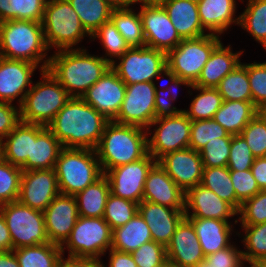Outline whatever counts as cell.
I'll use <instances>...</instances> for the list:
<instances>
[{
    "label": "cell",
    "mask_w": 266,
    "mask_h": 267,
    "mask_svg": "<svg viewBox=\"0 0 266 267\" xmlns=\"http://www.w3.org/2000/svg\"><path fill=\"white\" fill-rule=\"evenodd\" d=\"M109 120L81 97H71L47 128L64 148L95 150Z\"/></svg>",
    "instance_id": "1"
},
{
    "label": "cell",
    "mask_w": 266,
    "mask_h": 267,
    "mask_svg": "<svg viewBox=\"0 0 266 267\" xmlns=\"http://www.w3.org/2000/svg\"><path fill=\"white\" fill-rule=\"evenodd\" d=\"M55 52L47 70L71 97H82L111 67L103 56L88 54L78 46Z\"/></svg>",
    "instance_id": "2"
},
{
    "label": "cell",
    "mask_w": 266,
    "mask_h": 267,
    "mask_svg": "<svg viewBox=\"0 0 266 267\" xmlns=\"http://www.w3.org/2000/svg\"><path fill=\"white\" fill-rule=\"evenodd\" d=\"M147 138L145 128L109 121L95 149L103 174L144 158L148 154Z\"/></svg>",
    "instance_id": "3"
},
{
    "label": "cell",
    "mask_w": 266,
    "mask_h": 267,
    "mask_svg": "<svg viewBox=\"0 0 266 267\" xmlns=\"http://www.w3.org/2000/svg\"><path fill=\"white\" fill-rule=\"evenodd\" d=\"M47 51L42 22L15 19L0 22L1 57L34 63L40 65V70H46L50 60Z\"/></svg>",
    "instance_id": "4"
},
{
    "label": "cell",
    "mask_w": 266,
    "mask_h": 267,
    "mask_svg": "<svg viewBox=\"0 0 266 267\" xmlns=\"http://www.w3.org/2000/svg\"><path fill=\"white\" fill-rule=\"evenodd\" d=\"M54 169L59 192L73 196L104 175L96 150L86 148L63 147Z\"/></svg>",
    "instance_id": "5"
},
{
    "label": "cell",
    "mask_w": 266,
    "mask_h": 267,
    "mask_svg": "<svg viewBox=\"0 0 266 267\" xmlns=\"http://www.w3.org/2000/svg\"><path fill=\"white\" fill-rule=\"evenodd\" d=\"M219 37L207 33L202 37L182 40L167 53V79L177 80L184 86L194 84L211 53L221 43Z\"/></svg>",
    "instance_id": "6"
},
{
    "label": "cell",
    "mask_w": 266,
    "mask_h": 267,
    "mask_svg": "<svg viewBox=\"0 0 266 267\" xmlns=\"http://www.w3.org/2000/svg\"><path fill=\"white\" fill-rule=\"evenodd\" d=\"M40 75L42 80L32 84L20 106V120L47 127L71 96L47 69Z\"/></svg>",
    "instance_id": "7"
},
{
    "label": "cell",
    "mask_w": 266,
    "mask_h": 267,
    "mask_svg": "<svg viewBox=\"0 0 266 267\" xmlns=\"http://www.w3.org/2000/svg\"><path fill=\"white\" fill-rule=\"evenodd\" d=\"M44 40L48 49H73L85 35L79 16L68 0H47L42 20Z\"/></svg>",
    "instance_id": "8"
},
{
    "label": "cell",
    "mask_w": 266,
    "mask_h": 267,
    "mask_svg": "<svg viewBox=\"0 0 266 267\" xmlns=\"http://www.w3.org/2000/svg\"><path fill=\"white\" fill-rule=\"evenodd\" d=\"M111 64V68L125 85L142 82H154L165 75L167 77V53L143 47H130ZM158 78V79H157Z\"/></svg>",
    "instance_id": "9"
},
{
    "label": "cell",
    "mask_w": 266,
    "mask_h": 267,
    "mask_svg": "<svg viewBox=\"0 0 266 267\" xmlns=\"http://www.w3.org/2000/svg\"><path fill=\"white\" fill-rule=\"evenodd\" d=\"M112 229L103 217L79 216L69 238L61 246L69 257L100 259L111 248ZM66 247V248H65Z\"/></svg>",
    "instance_id": "10"
},
{
    "label": "cell",
    "mask_w": 266,
    "mask_h": 267,
    "mask_svg": "<svg viewBox=\"0 0 266 267\" xmlns=\"http://www.w3.org/2000/svg\"><path fill=\"white\" fill-rule=\"evenodd\" d=\"M10 231L13 250L48 243L43 211L14 201L0 205Z\"/></svg>",
    "instance_id": "11"
},
{
    "label": "cell",
    "mask_w": 266,
    "mask_h": 267,
    "mask_svg": "<svg viewBox=\"0 0 266 267\" xmlns=\"http://www.w3.org/2000/svg\"><path fill=\"white\" fill-rule=\"evenodd\" d=\"M155 125L147 143L148 153L156 161L167 153L189 147L191 120L183 111L175 116L154 119L146 129L147 135L151 134L150 128Z\"/></svg>",
    "instance_id": "12"
},
{
    "label": "cell",
    "mask_w": 266,
    "mask_h": 267,
    "mask_svg": "<svg viewBox=\"0 0 266 267\" xmlns=\"http://www.w3.org/2000/svg\"><path fill=\"white\" fill-rule=\"evenodd\" d=\"M155 88V82L126 85L124 100L113 121L147 129L155 119Z\"/></svg>",
    "instance_id": "13"
},
{
    "label": "cell",
    "mask_w": 266,
    "mask_h": 267,
    "mask_svg": "<svg viewBox=\"0 0 266 267\" xmlns=\"http://www.w3.org/2000/svg\"><path fill=\"white\" fill-rule=\"evenodd\" d=\"M157 161L148 153L144 158L108 170L104 175L110 183V192L120 198L140 203L147 175Z\"/></svg>",
    "instance_id": "14"
},
{
    "label": "cell",
    "mask_w": 266,
    "mask_h": 267,
    "mask_svg": "<svg viewBox=\"0 0 266 267\" xmlns=\"http://www.w3.org/2000/svg\"><path fill=\"white\" fill-rule=\"evenodd\" d=\"M59 193L54 168L22 171L18 198L21 204L44 211Z\"/></svg>",
    "instance_id": "15"
},
{
    "label": "cell",
    "mask_w": 266,
    "mask_h": 267,
    "mask_svg": "<svg viewBox=\"0 0 266 267\" xmlns=\"http://www.w3.org/2000/svg\"><path fill=\"white\" fill-rule=\"evenodd\" d=\"M125 92V83L110 67L81 98L109 121H113L119 113Z\"/></svg>",
    "instance_id": "16"
},
{
    "label": "cell",
    "mask_w": 266,
    "mask_h": 267,
    "mask_svg": "<svg viewBox=\"0 0 266 267\" xmlns=\"http://www.w3.org/2000/svg\"><path fill=\"white\" fill-rule=\"evenodd\" d=\"M145 46L168 53L182 41L162 6H141Z\"/></svg>",
    "instance_id": "17"
},
{
    "label": "cell",
    "mask_w": 266,
    "mask_h": 267,
    "mask_svg": "<svg viewBox=\"0 0 266 267\" xmlns=\"http://www.w3.org/2000/svg\"><path fill=\"white\" fill-rule=\"evenodd\" d=\"M43 213L49 242L62 246L79 217L75 196L59 193Z\"/></svg>",
    "instance_id": "18"
},
{
    "label": "cell",
    "mask_w": 266,
    "mask_h": 267,
    "mask_svg": "<svg viewBox=\"0 0 266 267\" xmlns=\"http://www.w3.org/2000/svg\"><path fill=\"white\" fill-rule=\"evenodd\" d=\"M157 162L185 193L201 183L202 158L190 147L167 153Z\"/></svg>",
    "instance_id": "19"
},
{
    "label": "cell",
    "mask_w": 266,
    "mask_h": 267,
    "mask_svg": "<svg viewBox=\"0 0 266 267\" xmlns=\"http://www.w3.org/2000/svg\"><path fill=\"white\" fill-rule=\"evenodd\" d=\"M38 65L23 60L7 59L0 56V102L11 103L18 99V107L33 83L31 76ZM28 87V88H27Z\"/></svg>",
    "instance_id": "20"
},
{
    "label": "cell",
    "mask_w": 266,
    "mask_h": 267,
    "mask_svg": "<svg viewBox=\"0 0 266 267\" xmlns=\"http://www.w3.org/2000/svg\"><path fill=\"white\" fill-rule=\"evenodd\" d=\"M167 262L180 267H196L205 259L192 223L184 217L166 246Z\"/></svg>",
    "instance_id": "21"
},
{
    "label": "cell",
    "mask_w": 266,
    "mask_h": 267,
    "mask_svg": "<svg viewBox=\"0 0 266 267\" xmlns=\"http://www.w3.org/2000/svg\"><path fill=\"white\" fill-rule=\"evenodd\" d=\"M190 210L192 212H189ZM184 213L185 217L213 218L224 221H228L235 215L238 216V211L231 204L201 184L190 188L185 193Z\"/></svg>",
    "instance_id": "22"
},
{
    "label": "cell",
    "mask_w": 266,
    "mask_h": 267,
    "mask_svg": "<svg viewBox=\"0 0 266 267\" xmlns=\"http://www.w3.org/2000/svg\"><path fill=\"white\" fill-rule=\"evenodd\" d=\"M142 200L185 210V192L157 162L149 171Z\"/></svg>",
    "instance_id": "23"
},
{
    "label": "cell",
    "mask_w": 266,
    "mask_h": 267,
    "mask_svg": "<svg viewBox=\"0 0 266 267\" xmlns=\"http://www.w3.org/2000/svg\"><path fill=\"white\" fill-rule=\"evenodd\" d=\"M184 211L145 200L138 204V212L148 224L153 241L165 247L170 243L177 225L185 217Z\"/></svg>",
    "instance_id": "24"
},
{
    "label": "cell",
    "mask_w": 266,
    "mask_h": 267,
    "mask_svg": "<svg viewBox=\"0 0 266 267\" xmlns=\"http://www.w3.org/2000/svg\"><path fill=\"white\" fill-rule=\"evenodd\" d=\"M63 148L60 141L43 125L32 123L31 157L20 167L22 171L55 168Z\"/></svg>",
    "instance_id": "25"
},
{
    "label": "cell",
    "mask_w": 266,
    "mask_h": 267,
    "mask_svg": "<svg viewBox=\"0 0 266 267\" xmlns=\"http://www.w3.org/2000/svg\"><path fill=\"white\" fill-rule=\"evenodd\" d=\"M162 7L182 40L206 35L198 14L197 1L168 0Z\"/></svg>",
    "instance_id": "26"
},
{
    "label": "cell",
    "mask_w": 266,
    "mask_h": 267,
    "mask_svg": "<svg viewBox=\"0 0 266 267\" xmlns=\"http://www.w3.org/2000/svg\"><path fill=\"white\" fill-rule=\"evenodd\" d=\"M242 54L243 51L232 52L231 45L224 47L221 42L211 53L199 78L193 85L216 88L220 81L241 63L239 57Z\"/></svg>",
    "instance_id": "27"
},
{
    "label": "cell",
    "mask_w": 266,
    "mask_h": 267,
    "mask_svg": "<svg viewBox=\"0 0 266 267\" xmlns=\"http://www.w3.org/2000/svg\"><path fill=\"white\" fill-rule=\"evenodd\" d=\"M186 218L192 223L205 256L231 245L229 239H231L233 225L229 221L199 217Z\"/></svg>",
    "instance_id": "28"
},
{
    "label": "cell",
    "mask_w": 266,
    "mask_h": 267,
    "mask_svg": "<svg viewBox=\"0 0 266 267\" xmlns=\"http://www.w3.org/2000/svg\"><path fill=\"white\" fill-rule=\"evenodd\" d=\"M236 0H200L197 2L198 14L205 30L221 35L231 24L239 25L236 16Z\"/></svg>",
    "instance_id": "29"
},
{
    "label": "cell",
    "mask_w": 266,
    "mask_h": 267,
    "mask_svg": "<svg viewBox=\"0 0 266 267\" xmlns=\"http://www.w3.org/2000/svg\"><path fill=\"white\" fill-rule=\"evenodd\" d=\"M0 144L1 157L21 167L31 157L32 123L20 121Z\"/></svg>",
    "instance_id": "30"
},
{
    "label": "cell",
    "mask_w": 266,
    "mask_h": 267,
    "mask_svg": "<svg viewBox=\"0 0 266 267\" xmlns=\"http://www.w3.org/2000/svg\"><path fill=\"white\" fill-rule=\"evenodd\" d=\"M259 110L252 101H224L213 119L229 134L240 135L243 128L257 115Z\"/></svg>",
    "instance_id": "31"
},
{
    "label": "cell",
    "mask_w": 266,
    "mask_h": 267,
    "mask_svg": "<svg viewBox=\"0 0 266 267\" xmlns=\"http://www.w3.org/2000/svg\"><path fill=\"white\" fill-rule=\"evenodd\" d=\"M152 240L148 224L137 212L125 225L112 230L111 248L132 253L142 244Z\"/></svg>",
    "instance_id": "32"
},
{
    "label": "cell",
    "mask_w": 266,
    "mask_h": 267,
    "mask_svg": "<svg viewBox=\"0 0 266 267\" xmlns=\"http://www.w3.org/2000/svg\"><path fill=\"white\" fill-rule=\"evenodd\" d=\"M110 193V183L105 175L78 192L75 198L79 216L103 217Z\"/></svg>",
    "instance_id": "33"
},
{
    "label": "cell",
    "mask_w": 266,
    "mask_h": 267,
    "mask_svg": "<svg viewBox=\"0 0 266 267\" xmlns=\"http://www.w3.org/2000/svg\"><path fill=\"white\" fill-rule=\"evenodd\" d=\"M79 16L85 31L91 36L110 21L113 7L106 0H68Z\"/></svg>",
    "instance_id": "34"
},
{
    "label": "cell",
    "mask_w": 266,
    "mask_h": 267,
    "mask_svg": "<svg viewBox=\"0 0 266 267\" xmlns=\"http://www.w3.org/2000/svg\"><path fill=\"white\" fill-rule=\"evenodd\" d=\"M13 251L20 267H57L63 256L61 246L50 242Z\"/></svg>",
    "instance_id": "35"
},
{
    "label": "cell",
    "mask_w": 266,
    "mask_h": 267,
    "mask_svg": "<svg viewBox=\"0 0 266 267\" xmlns=\"http://www.w3.org/2000/svg\"><path fill=\"white\" fill-rule=\"evenodd\" d=\"M200 184L231 204L237 211L240 210L242 203L236 198L230 170L227 166L204 167Z\"/></svg>",
    "instance_id": "36"
},
{
    "label": "cell",
    "mask_w": 266,
    "mask_h": 267,
    "mask_svg": "<svg viewBox=\"0 0 266 267\" xmlns=\"http://www.w3.org/2000/svg\"><path fill=\"white\" fill-rule=\"evenodd\" d=\"M198 92L191 101L190 108L188 110L183 109V112L191 121L213 119L217 110L221 107L223 99L219 94L217 88L200 87L188 85Z\"/></svg>",
    "instance_id": "37"
},
{
    "label": "cell",
    "mask_w": 266,
    "mask_h": 267,
    "mask_svg": "<svg viewBox=\"0 0 266 267\" xmlns=\"http://www.w3.org/2000/svg\"><path fill=\"white\" fill-rule=\"evenodd\" d=\"M130 47L145 46L142 20L132 8L113 9L111 19Z\"/></svg>",
    "instance_id": "38"
},
{
    "label": "cell",
    "mask_w": 266,
    "mask_h": 267,
    "mask_svg": "<svg viewBox=\"0 0 266 267\" xmlns=\"http://www.w3.org/2000/svg\"><path fill=\"white\" fill-rule=\"evenodd\" d=\"M47 0H0V22L30 20L42 22Z\"/></svg>",
    "instance_id": "39"
},
{
    "label": "cell",
    "mask_w": 266,
    "mask_h": 267,
    "mask_svg": "<svg viewBox=\"0 0 266 267\" xmlns=\"http://www.w3.org/2000/svg\"><path fill=\"white\" fill-rule=\"evenodd\" d=\"M216 88L224 101H252L247 68L242 62Z\"/></svg>",
    "instance_id": "40"
},
{
    "label": "cell",
    "mask_w": 266,
    "mask_h": 267,
    "mask_svg": "<svg viewBox=\"0 0 266 267\" xmlns=\"http://www.w3.org/2000/svg\"><path fill=\"white\" fill-rule=\"evenodd\" d=\"M239 26L247 30L266 51V0H247Z\"/></svg>",
    "instance_id": "41"
},
{
    "label": "cell",
    "mask_w": 266,
    "mask_h": 267,
    "mask_svg": "<svg viewBox=\"0 0 266 267\" xmlns=\"http://www.w3.org/2000/svg\"><path fill=\"white\" fill-rule=\"evenodd\" d=\"M245 233L242 242L246 251H242L245 264H258L266 258V222L255 225H240Z\"/></svg>",
    "instance_id": "42"
},
{
    "label": "cell",
    "mask_w": 266,
    "mask_h": 267,
    "mask_svg": "<svg viewBox=\"0 0 266 267\" xmlns=\"http://www.w3.org/2000/svg\"><path fill=\"white\" fill-rule=\"evenodd\" d=\"M95 38L100 39L104 51L106 52L103 58L109 61L110 64H112L114 61H117L114 60V58L116 59L119 58L130 48L129 44L126 42L123 36L118 32L116 26L113 24L111 20L104 23L90 37V39L94 40Z\"/></svg>",
    "instance_id": "43"
},
{
    "label": "cell",
    "mask_w": 266,
    "mask_h": 267,
    "mask_svg": "<svg viewBox=\"0 0 266 267\" xmlns=\"http://www.w3.org/2000/svg\"><path fill=\"white\" fill-rule=\"evenodd\" d=\"M138 212V203L109 194L103 219L112 230L125 225Z\"/></svg>",
    "instance_id": "44"
},
{
    "label": "cell",
    "mask_w": 266,
    "mask_h": 267,
    "mask_svg": "<svg viewBox=\"0 0 266 267\" xmlns=\"http://www.w3.org/2000/svg\"><path fill=\"white\" fill-rule=\"evenodd\" d=\"M214 119L191 121L189 147L195 151H200L210 140L214 138L232 137Z\"/></svg>",
    "instance_id": "45"
},
{
    "label": "cell",
    "mask_w": 266,
    "mask_h": 267,
    "mask_svg": "<svg viewBox=\"0 0 266 267\" xmlns=\"http://www.w3.org/2000/svg\"><path fill=\"white\" fill-rule=\"evenodd\" d=\"M22 169L0 157V205L18 201Z\"/></svg>",
    "instance_id": "46"
},
{
    "label": "cell",
    "mask_w": 266,
    "mask_h": 267,
    "mask_svg": "<svg viewBox=\"0 0 266 267\" xmlns=\"http://www.w3.org/2000/svg\"><path fill=\"white\" fill-rule=\"evenodd\" d=\"M240 135L255 158L266 157V119L260 112L243 128Z\"/></svg>",
    "instance_id": "47"
},
{
    "label": "cell",
    "mask_w": 266,
    "mask_h": 267,
    "mask_svg": "<svg viewBox=\"0 0 266 267\" xmlns=\"http://www.w3.org/2000/svg\"><path fill=\"white\" fill-rule=\"evenodd\" d=\"M232 137L214 138L199 153L204 167H226L230 156Z\"/></svg>",
    "instance_id": "48"
},
{
    "label": "cell",
    "mask_w": 266,
    "mask_h": 267,
    "mask_svg": "<svg viewBox=\"0 0 266 267\" xmlns=\"http://www.w3.org/2000/svg\"><path fill=\"white\" fill-rule=\"evenodd\" d=\"M240 215V216H239ZM241 225H255L266 222V190H260L255 196L245 200L238 211Z\"/></svg>",
    "instance_id": "49"
},
{
    "label": "cell",
    "mask_w": 266,
    "mask_h": 267,
    "mask_svg": "<svg viewBox=\"0 0 266 267\" xmlns=\"http://www.w3.org/2000/svg\"><path fill=\"white\" fill-rule=\"evenodd\" d=\"M242 64L247 68L252 102L258 110H261L266 105V61Z\"/></svg>",
    "instance_id": "50"
},
{
    "label": "cell",
    "mask_w": 266,
    "mask_h": 267,
    "mask_svg": "<svg viewBox=\"0 0 266 267\" xmlns=\"http://www.w3.org/2000/svg\"><path fill=\"white\" fill-rule=\"evenodd\" d=\"M131 254L137 267H164L167 263L166 247L153 240L142 244Z\"/></svg>",
    "instance_id": "51"
},
{
    "label": "cell",
    "mask_w": 266,
    "mask_h": 267,
    "mask_svg": "<svg viewBox=\"0 0 266 267\" xmlns=\"http://www.w3.org/2000/svg\"><path fill=\"white\" fill-rule=\"evenodd\" d=\"M167 81H169L170 84L172 83L174 87L170 85L163 88L161 84L160 89H158L157 86L155 88V119L175 116L183 111L172 105L173 101L177 99L178 92L176 89L181 86V83L170 78Z\"/></svg>",
    "instance_id": "52"
},
{
    "label": "cell",
    "mask_w": 266,
    "mask_h": 267,
    "mask_svg": "<svg viewBox=\"0 0 266 267\" xmlns=\"http://www.w3.org/2000/svg\"><path fill=\"white\" fill-rule=\"evenodd\" d=\"M255 157L241 135H233L231 138L230 156L227 167L229 170L245 171L251 169Z\"/></svg>",
    "instance_id": "53"
},
{
    "label": "cell",
    "mask_w": 266,
    "mask_h": 267,
    "mask_svg": "<svg viewBox=\"0 0 266 267\" xmlns=\"http://www.w3.org/2000/svg\"><path fill=\"white\" fill-rule=\"evenodd\" d=\"M230 177L235 189L236 198L241 203L252 198L261 190L253 177L251 169L245 171L230 170Z\"/></svg>",
    "instance_id": "54"
},
{
    "label": "cell",
    "mask_w": 266,
    "mask_h": 267,
    "mask_svg": "<svg viewBox=\"0 0 266 267\" xmlns=\"http://www.w3.org/2000/svg\"><path fill=\"white\" fill-rule=\"evenodd\" d=\"M205 260L212 267H243L244 259L242 250L232 244L222 250L205 256Z\"/></svg>",
    "instance_id": "55"
},
{
    "label": "cell",
    "mask_w": 266,
    "mask_h": 267,
    "mask_svg": "<svg viewBox=\"0 0 266 267\" xmlns=\"http://www.w3.org/2000/svg\"><path fill=\"white\" fill-rule=\"evenodd\" d=\"M20 107L14 104L0 102V142L20 122Z\"/></svg>",
    "instance_id": "56"
},
{
    "label": "cell",
    "mask_w": 266,
    "mask_h": 267,
    "mask_svg": "<svg viewBox=\"0 0 266 267\" xmlns=\"http://www.w3.org/2000/svg\"><path fill=\"white\" fill-rule=\"evenodd\" d=\"M109 266L108 267H137L132 254L109 249ZM102 267H106L102 262Z\"/></svg>",
    "instance_id": "57"
},
{
    "label": "cell",
    "mask_w": 266,
    "mask_h": 267,
    "mask_svg": "<svg viewBox=\"0 0 266 267\" xmlns=\"http://www.w3.org/2000/svg\"><path fill=\"white\" fill-rule=\"evenodd\" d=\"M57 267H102V261L94 258H76L62 256Z\"/></svg>",
    "instance_id": "58"
},
{
    "label": "cell",
    "mask_w": 266,
    "mask_h": 267,
    "mask_svg": "<svg viewBox=\"0 0 266 267\" xmlns=\"http://www.w3.org/2000/svg\"><path fill=\"white\" fill-rule=\"evenodd\" d=\"M251 171L261 190H266V157L254 159Z\"/></svg>",
    "instance_id": "59"
},
{
    "label": "cell",
    "mask_w": 266,
    "mask_h": 267,
    "mask_svg": "<svg viewBox=\"0 0 266 267\" xmlns=\"http://www.w3.org/2000/svg\"><path fill=\"white\" fill-rule=\"evenodd\" d=\"M13 244L5 218L0 211V251H12Z\"/></svg>",
    "instance_id": "60"
},
{
    "label": "cell",
    "mask_w": 266,
    "mask_h": 267,
    "mask_svg": "<svg viewBox=\"0 0 266 267\" xmlns=\"http://www.w3.org/2000/svg\"><path fill=\"white\" fill-rule=\"evenodd\" d=\"M0 267H20L14 251H0Z\"/></svg>",
    "instance_id": "61"
},
{
    "label": "cell",
    "mask_w": 266,
    "mask_h": 267,
    "mask_svg": "<svg viewBox=\"0 0 266 267\" xmlns=\"http://www.w3.org/2000/svg\"><path fill=\"white\" fill-rule=\"evenodd\" d=\"M114 9L130 8L136 0H106Z\"/></svg>",
    "instance_id": "62"
},
{
    "label": "cell",
    "mask_w": 266,
    "mask_h": 267,
    "mask_svg": "<svg viewBox=\"0 0 266 267\" xmlns=\"http://www.w3.org/2000/svg\"><path fill=\"white\" fill-rule=\"evenodd\" d=\"M168 0H136L141 6H162Z\"/></svg>",
    "instance_id": "63"
},
{
    "label": "cell",
    "mask_w": 266,
    "mask_h": 267,
    "mask_svg": "<svg viewBox=\"0 0 266 267\" xmlns=\"http://www.w3.org/2000/svg\"><path fill=\"white\" fill-rule=\"evenodd\" d=\"M196 267H212L205 259L200 261Z\"/></svg>",
    "instance_id": "64"
},
{
    "label": "cell",
    "mask_w": 266,
    "mask_h": 267,
    "mask_svg": "<svg viewBox=\"0 0 266 267\" xmlns=\"http://www.w3.org/2000/svg\"><path fill=\"white\" fill-rule=\"evenodd\" d=\"M259 112L262 114V116L266 119V105L261 109L259 110Z\"/></svg>",
    "instance_id": "65"
},
{
    "label": "cell",
    "mask_w": 266,
    "mask_h": 267,
    "mask_svg": "<svg viewBox=\"0 0 266 267\" xmlns=\"http://www.w3.org/2000/svg\"><path fill=\"white\" fill-rule=\"evenodd\" d=\"M258 265H259L260 267H266V258L262 259V260L258 263Z\"/></svg>",
    "instance_id": "66"
},
{
    "label": "cell",
    "mask_w": 266,
    "mask_h": 267,
    "mask_svg": "<svg viewBox=\"0 0 266 267\" xmlns=\"http://www.w3.org/2000/svg\"><path fill=\"white\" fill-rule=\"evenodd\" d=\"M164 267H180V266H176V265H173V264L167 262V263L164 265Z\"/></svg>",
    "instance_id": "67"
},
{
    "label": "cell",
    "mask_w": 266,
    "mask_h": 267,
    "mask_svg": "<svg viewBox=\"0 0 266 267\" xmlns=\"http://www.w3.org/2000/svg\"><path fill=\"white\" fill-rule=\"evenodd\" d=\"M250 267H260L258 264H249Z\"/></svg>",
    "instance_id": "68"
}]
</instances>
